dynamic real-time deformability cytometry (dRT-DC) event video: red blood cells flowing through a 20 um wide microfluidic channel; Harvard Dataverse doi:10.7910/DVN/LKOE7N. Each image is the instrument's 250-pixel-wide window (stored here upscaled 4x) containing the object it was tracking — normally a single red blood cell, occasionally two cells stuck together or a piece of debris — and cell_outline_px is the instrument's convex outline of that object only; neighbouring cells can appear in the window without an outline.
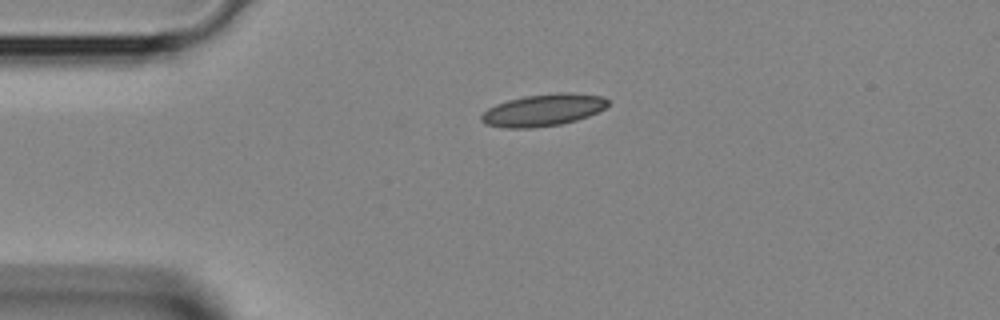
{"species": "Egyptian fruit bat (a non-hibernating species)", "species_latin": "Rousettus aegyptiacus", "temperature_condition": "room temperature", "stored_images_in_passage": 2, "camera_frame_rate_fps": 3000, "um_per_image_px": 0.085, "animal": {"sex": "female"}, "frame": {"image": 1, "passage_image": 1, "time_ms": 0.0, "image_size_px": [1000, 320], "cell_outline_px": [[608, 104], [604, 108], [588, 116], [576, 120], [560, 124], [532, 128], [504, 128], [484, 124], [480, 120], [480, 116], [488, 108], [496, 104], [508, 100], [524, 96], [556, 92], [568, 92], [604, 96], [608, 100]], "centroid_in_image_um": [46.14, 9.35], "position_along_channel_um": 38.9, "area_um2": 23.7}}